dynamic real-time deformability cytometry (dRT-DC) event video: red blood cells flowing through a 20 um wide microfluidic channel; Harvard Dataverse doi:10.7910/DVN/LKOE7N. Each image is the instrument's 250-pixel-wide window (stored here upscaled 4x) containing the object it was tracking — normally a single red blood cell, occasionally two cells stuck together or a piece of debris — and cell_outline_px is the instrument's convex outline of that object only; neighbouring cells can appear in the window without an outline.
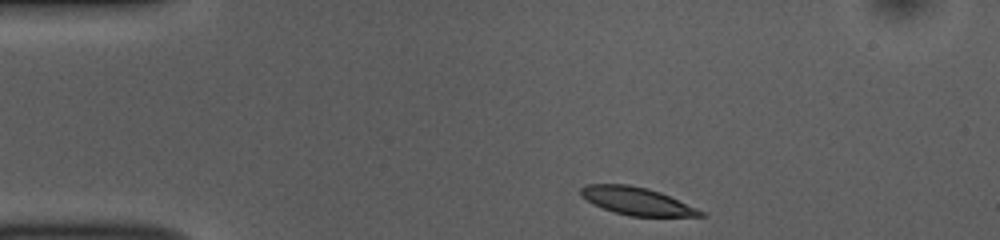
{"species": "common noctule bat (a hibernating species)", "species_latin": "Nyctalus noctula", "temperature_condition": "room temperature", "stored_images_in_passage": 44, "camera_frame_rate_fps": 3000, "um_per_image_px": 0.085, "animal": {"sex": "female", "body_mass_g": 10.0, "forearm_length_mm": 53.1}, "frame": {"image": 1, "passage_image": 1, "time_ms": 0.0, "image_size_px": [1000, 240], "cell_outline_px": [[708, 216], [628, 216], [592, 204], [580, 196], [580, 188], [588, 184], [628, 184], [648, 188], [660, 192], [708, 212]], "centroid_in_image_um": [54.17, 17.09], "position_along_channel_um": 30.8, "area_um2": 19.48}}
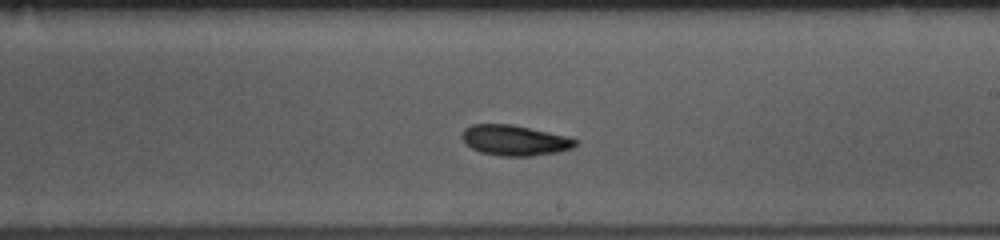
{"frame": {"image": 2, "passage_image": 22, "time_ms": 7.0, "image_size_px": [1000, 240], "cell_outline_px": [[576, 144], [572, 148], [560, 152], [532, 156], [500, 156], [480, 152], [472, 148], [460, 136], [464, 128], [472, 124], [512, 124], [568, 136], [576, 140]], "centroid_in_image_um": [43.74, 11.92], "position_along_channel_um": 245.3, "area_um2": 20.17}}
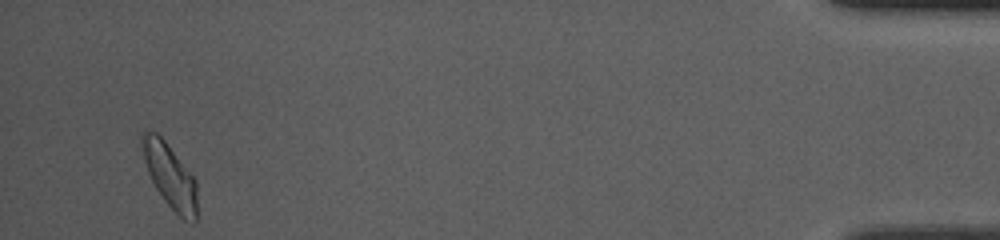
{"frame": {"image": 3, "passage_image": 42, "time_ms": 13.667, "image_size_px": [1000, 240], "cell_outline_px": [[196, 224], [192, 224], [184, 220], [164, 200], [156, 188], [148, 172], [144, 160], [140, 144], [140, 132], [156, 132], [164, 140], [196, 180]], "centroid_in_image_um": [14.43, 14.95], "position_along_channel_um": 420.8, "area_um2": 20.35}, "authors_computed_cell_mechanics": {"area_um2": 20.1144, "velocity_mm_per_s": 3.7768, "shape_relaxation_time_tau1_ms": 3.4043, "shape_relaxation_time_tau2_ms": 4.0737, "deformation_change_tau1": 0.092, "deformation_change_tau2": 0.0942}}